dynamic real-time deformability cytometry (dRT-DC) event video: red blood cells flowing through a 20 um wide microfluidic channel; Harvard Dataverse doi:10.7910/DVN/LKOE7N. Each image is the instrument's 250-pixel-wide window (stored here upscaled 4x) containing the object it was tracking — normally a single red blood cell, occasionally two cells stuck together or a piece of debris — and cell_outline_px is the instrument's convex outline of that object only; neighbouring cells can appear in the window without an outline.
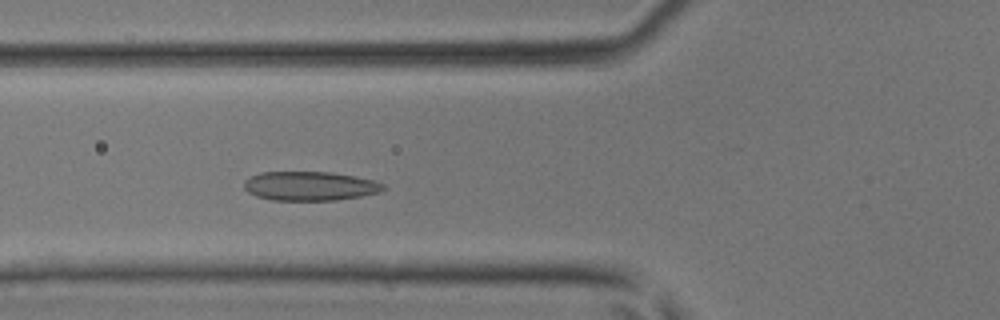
{"species": "common noctule bat (a hibernating species)", "species_latin": "Nyctalus noctula", "temperature_condition": "room temperature", "stored_images_in_passage": 41, "camera_frame_rate_fps": 3000, "um_per_image_px": 0.085, "animal": {"sex": "male", "body_mass_g": 17.9, "forearm_length_mm": 54.2}, "frame": {"image": 1, "passage_image": 13, "time_ms": 4.0, "image_size_px": [1000, 320], "cell_outline_px": [[388, 188], [380, 192], [360, 196], [336, 200], [272, 200], [256, 196], [248, 192], [244, 188], [244, 180], [260, 172], [332, 172], [376, 180], [384, 184]], "centroid_in_image_um": [26.37, 15.81], "position_along_channel_um": 99.4, "area_um2": 23.76}}
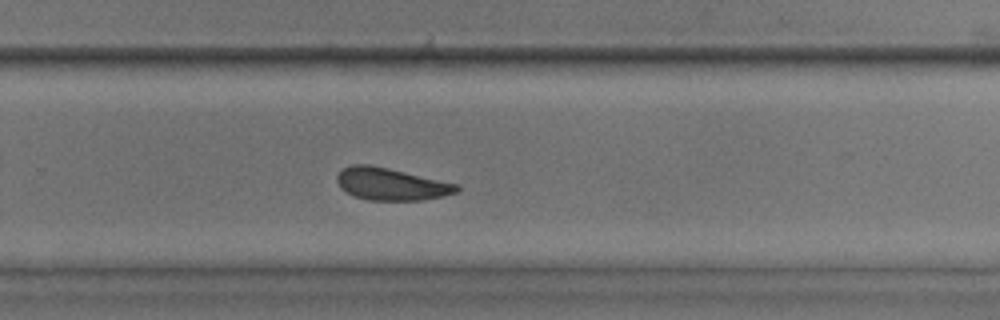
{"frame": {"image": 2, "passage_image": 26, "time_ms": 8.333, "image_size_px": [1000, 320], "cell_outline_px": [[460, 188], [456, 192], [444, 196], [424, 200], [368, 200], [352, 196], [340, 188], [336, 180], [336, 176], [344, 168], [352, 164], [368, 164], [388, 168], [460, 184]], "centroid_in_image_um": [33.24, 15.65], "position_along_channel_um": 296.6, "area_um2": 22.66}}
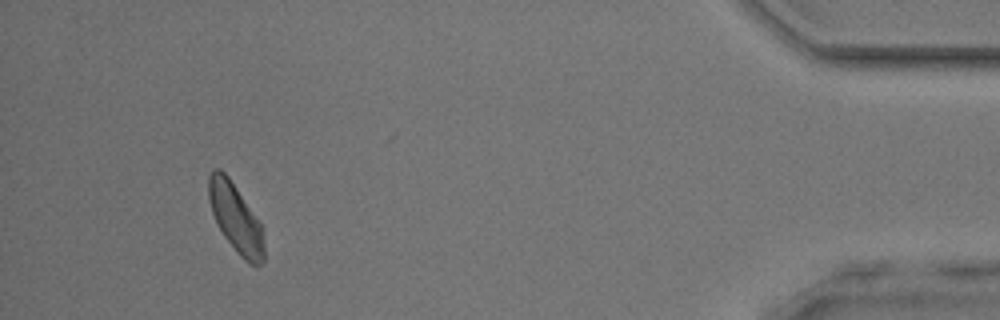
{"frame": {"image": 3, "passage_image": 38, "time_ms": 12.333, "image_size_px": [1000, 320], "cell_outline_px": [[264, 260], [256, 268], [248, 264], [240, 256], [224, 236], [216, 224], [212, 212], [208, 196], [208, 176], [212, 168], [220, 168], [228, 176], [260, 220], [264, 228]], "centroid_in_image_um": [20.06, 18.55], "position_along_channel_um": 415.1, "area_um2": 22.72}}